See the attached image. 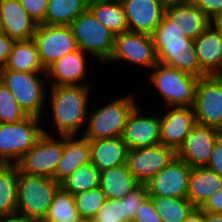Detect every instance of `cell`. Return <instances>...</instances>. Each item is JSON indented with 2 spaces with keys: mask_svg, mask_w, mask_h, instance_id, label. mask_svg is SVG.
<instances>
[{
  "mask_svg": "<svg viewBox=\"0 0 222 222\" xmlns=\"http://www.w3.org/2000/svg\"><path fill=\"white\" fill-rule=\"evenodd\" d=\"M48 89L46 99H49L50 102L46 100L49 105L46 104L47 111L44 112L52 111L49 112L50 118L48 119H52L53 125L51 126L53 127H50V130L52 128L51 132L43 124L44 133L50 135H55V133L56 135H81L85 128L89 108L93 106L90 105V102H92L90 99L93 95L92 85H48Z\"/></svg>",
  "mask_w": 222,
  "mask_h": 222,
  "instance_id": "1",
  "label": "cell"
},
{
  "mask_svg": "<svg viewBox=\"0 0 222 222\" xmlns=\"http://www.w3.org/2000/svg\"><path fill=\"white\" fill-rule=\"evenodd\" d=\"M151 36L158 63L198 78L207 76L200 68L193 40L164 15Z\"/></svg>",
  "mask_w": 222,
  "mask_h": 222,
  "instance_id": "2",
  "label": "cell"
},
{
  "mask_svg": "<svg viewBox=\"0 0 222 222\" xmlns=\"http://www.w3.org/2000/svg\"><path fill=\"white\" fill-rule=\"evenodd\" d=\"M136 97L129 91L128 95L123 94L111 98L106 103L103 102L99 108L94 110L89 108L85 128L81 135L88 140L121 137L130 113L138 105Z\"/></svg>",
  "mask_w": 222,
  "mask_h": 222,
  "instance_id": "3",
  "label": "cell"
},
{
  "mask_svg": "<svg viewBox=\"0 0 222 222\" xmlns=\"http://www.w3.org/2000/svg\"><path fill=\"white\" fill-rule=\"evenodd\" d=\"M0 82L8 88L27 116L40 118L45 124L48 90L45 72H20L3 67L0 68Z\"/></svg>",
  "mask_w": 222,
  "mask_h": 222,
  "instance_id": "4",
  "label": "cell"
},
{
  "mask_svg": "<svg viewBox=\"0 0 222 222\" xmlns=\"http://www.w3.org/2000/svg\"><path fill=\"white\" fill-rule=\"evenodd\" d=\"M147 76L165 107H193L198 77L158 62Z\"/></svg>",
  "mask_w": 222,
  "mask_h": 222,
  "instance_id": "5",
  "label": "cell"
},
{
  "mask_svg": "<svg viewBox=\"0 0 222 222\" xmlns=\"http://www.w3.org/2000/svg\"><path fill=\"white\" fill-rule=\"evenodd\" d=\"M58 188L59 183L53 178L18 173L16 213L42 221Z\"/></svg>",
  "mask_w": 222,
  "mask_h": 222,
  "instance_id": "6",
  "label": "cell"
},
{
  "mask_svg": "<svg viewBox=\"0 0 222 222\" xmlns=\"http://www.w3.org/2000/svg\"><path fill=\"white\" fill-rule=\"evenodd\" d=\"M77 47L92 59L106 63L112 54L115 35L87 9L69 25Z\"/></svg>",
  "mask_w": 222,
  "mask_h": 222,
  "instance_id": "7",
  "label": "cell"
},
{
  "mask_svg": "<svg viewBox=\"0 0 222 222\" xmlns=\"http://www.w3.org/2000/svg\"><path fill=\"white\" fill-rule=\"evenodd\" d=\"M40 118L27 116L15 123H0V164H15L44 133Z\"/></svg>",
  "mask_w": 222,
  "mask_h": 222,
  "instance_id": "8",
  "label": "cell"
},
{
  "mask_svg": "<svg viewBox=\"0 0 222 222\" xmlns=\"http://www.w3.org/2000/svg\"><path fill=\"white\" fill-rule=\"evenodd\" d=\"M157 62L152 36L127 30L115 36L112 54L105 64L131 65V69L140 66L148 72Z\"/></svg>",
  "mask_w": 222,
  "mask_h": 222,
  "instance_id": "9",
  "label": "cell"
},
{
  "mask_svg": "<svg viewBox=\"0 0 222 222\" xmlns=\"http://www.w3.org/2000/svg\"><path fill=\"white\" fill-rule=\"evenodd\" d=\"M62 153L63 135L43 133L15 165L18 173L46 176L55 180L56 166Z\"/></svg>",
  "mask_w": 222,
  "mask_h": 222,
  "instance_id": "10",
  "label": "cell"
},
{
  "mask_svg": "<svg viewBox=\"0 0 222 222\" xmlns=\"http://www.w3.org/2000/svg\"><path fill=\"white\" fill-rule=\"evenodd\" d=\"M193 110L197 124L222 132V75L198 79Z\"/></svg>",
  "mask_w": 222,
  "mask_h": 222,
  "instance_id": "11",
  "label": "cell"
},
{
  "mask_svg": "<svg viewBox=\"0 0 222 222\" xmlns=\"http://www.w3.org/2000/svg\"><path fill=\"white\" fill-rule=\"evenodd\" d=\"M33 40L44 70L62 56L78 49L71 29L66 25L38 24Z\"/></svg>",
  "mask_w": 222,
  "mask_h": 222,
  "instance_id": "12",
  "label": "cell"
},
{
  "mask_svg": "<svg viewBox=\"0 0 222 222\" xmlns=\"http://www.w3.org/2000/svg\"><path fill=\"white\" fill-rule=\"evenodd\" d=\"M176 151L161 143L127 152V167L140 184H146L175 157Z\"/></svg>",
  "mask_w": 222,
  "mask_h": 222,
  "instance_id": "13",
  "label": "cell"
},
{
  "mask_svg": "<svg viewBox=\"0 0 222 222\" xmlns=\"http://www.w3.org/2000/svg\"><path fill=\"white\" fill-rule=\"evenodd\" d=\"M137 105L125 124L122 140L128 150L153 146L160 142V112H147ZM144 112V113H143ZM152 113V114H150ZM155 113H158L156 115Z\"/></svg>",
  "mask_w": 222,
  "mask_h": 222,
  "instance_id": "14",
  "label": "cell"
},
{
  "mask_svg": "<svg viewBox=\"0 0 222 222\" xmlns=\"http://www.w3.org/2000/svg\"><path fill=\"white\" fill-rule=\"evenodd\" d=\"M191 167L177 156L147 183L149 196L187 198Z\"/></svg>",
  "mask_w": 222,
  "mask_h": 222,
  "instance_id": "15",
  "label": "cell"
},
{
  "mask_svg": "<svg viewBox=\"0 0 222 222\" xmlns=\"http://www.w3.org/2000/svg\"><path fill=\"white\" fill-rule=\"evenodd\" d=\"M89 59L79 48L62 56L45 70L48 85H91L84 83L91 74L87 71L91 65Z\"/></svg>",
  "mask_w": 222,
  "mask_h": 222,
  "instance_id": "16",
  "label": "cell"
},
{
  "mask_svg": "<svg viewBox=\"0 0 222 222\" xmlns=\"http://www.w3.org/2000/svg\"><path fill=\"white\" fill-rule=\"evenodd\" d=\"M221 135L222 132L217 129L196 123L176 152L177 157L191 168L204 167L209 161L214 143Z\"/></svg>",
  "mask_w": 222,
  "mask_h": 222,
  "instance_id": "17",
  "label": "cell"
},
{
  "mask_svg": "<svg viewBox=\"0 0 222 222\" xmlns=\"http://www.w3.org/2000/svg\"><path fill=\"white\" fill-rule=\"evenodd\" d=\"M160 110V142L176 152L196 124L193 107H164Z\"/></svg>",
  "mask_w": 222,
  "mask_h": 222,
  "instance_id": "18",
  "label": "cell"
},
{
  "mask_svg": "<svg viewBox=\"0 0 222 222\" xmlns=\"http://www.w3.org/2000/svg\"><path fill=\"white\" fill-rule=\"evenodd\" d=\"M128 31L152 35L164 14L167 0H120Z\"/></svg>",
  "mask_w": 222,
  "mask_h": 222,
  "instance_id": "19",
  "label": "cell"
},
{
  "mask_svg": "<svg viewBox=\"0 0 222 222\" xmlns=\"http://www.w3.org/2000/svg\"><path fill=\"white\" fill-rule=\"evenodd\" d=\"M163 15L192 40L196 39L209 25V19L189 0H167Z\"/></svg>",
  "mask_w": 222,
  "mask_h": 222,
  "instance_id": "20",
  "label": "cell"
},
{
  "mask_svg": "<svg viewBox=\"0 0 222 222\" xmlns=\"http://www.w3.org/2000/svg\"><path fill=\"white\" fill-rule=\"evenodd\" d=\"M0 22L4 34L15 41L33 39L38 25L19 0H0Z\"/></svg>",
  "mask_w": 222,
  "mask_h": 222,
  "instance_id": "21",
  "label": "cell"
},
{
  "mask_svg": "<svg viewBox=\"0 0 222 222\" xmlns=\"http://www.w3.org/2000/svg\"><path fill=\"white\" fill-rule=\"evenodd\" d=\"M89 162V140L82 135H63V153L56 166L55 180L60 184L78 167Z\"/></svg>",
  "mask_w": 222,
  "mask_h": 222,
  "instance_id": "22",
  "label": "cell"
},
{
  "mask_svg": "<svg viewBox=\"0 0 222 222\" xmlns=\"http://www.w3.org/2000/svg\"><path fill=\"white\" fill-rule=\"evenodd\" d=\"M193 42L200 68L207 75H222V35L208 25Z\"/></svg>",
  "mask_w": 222,
  "mask_h": 222,
  "instance_id": "23",
  "label": "cell"
},
{
  "mask_svg": "<svg viewBox=\"0 0 222 222\" xmlns=\"http://www.w3.org/2000/svg\"><path fill=\"white\" fill-rule=\"evenodd\" d=\"M90 162L99 171L126 164L128 148L121 137L89 140Z\"/></svg>",
  "mask_w": 222,
  "mask_h": 222,
  "instance_id": "24",
  "label": "cell"
},
{
  "mask_svg": "<svg viewBox=\"0 0 222 222\" xmlns=\"http://www.w3.org/2000/svg\"><path fill=\"white\" fill-rule=\"evenodd\" d=\"M222 188V177L207 167L191 168L187 199L197 208Z\"/></svg>",
  "mask_w": 222,
  "mask_h": 222,
  "instance_id": "25",
  "label": "cell"
},
{
  "mask_svg": "<svg viewBox=\"0 0 222 222\" xmlns=\"http://www.w3.org/2000/svg\"><path fill=\"white\" fill-rule=\"evenodd\" d=\"M139 184L127 164L100 171L99 187L106 199H121Z\"/></svg>",
  "mask_w": 222,
  "mask_h": 222,
  "instance_id": "26",
  "label": "cell"
},
{
  "mask_svg": "<svg viewBox=\"0 0 222 222\" xmlns=\"http://www.w3.org/2000/svg\"><path fill=\"white\" fill-rule=\"evenodd\" d=\"M88 9L115 36L128 30L120 0H89Z\"/></svg>",
  "mask_w": 222,
  "mask_h": 222,
  "instance_id": "27",
  "label": "cell"
},
{
  "mask_svg": "<svg viewBox=\"0 0 222 222\" xmlns=\"http://www.w3.org/2000/svg\"><path fill=\"white\" fill-rule=\"evenodd\" d=\"M4 68L20 72H45L33 39L15 41Z\"/></svg>",
  "mask_w": 222,
  "mask_h": 222,
  "instance_id": "28",
  "label": "cell"
},
{
  "mask_svg": "<svg viewBox=\"0 0 222 222\" xmlns=\"http://www.w3.org/2000/svg\"><path fill=\"white\" fill-rule=\"evenodd\" d=\"M88 3L89 0H48L45 24L68 26L88 9Z\"/></svg>",
  "mask_w": 222,
  "mask_h": 222,
  "instance_id": "29",
  "label": "cell"
},
{
  "mask_svg": "<svg viewBox=\"0 0 222 222\" xmlns=\"http://www.w3.org/2000/svg\"><path fill=\"white\" fill-rule=\"evenodd\" d=\"M17 176L15 164H0V216L16 213Z\"/></svg>",
  "mask_w": 222,
  "mask_h": 222,
  "instance_id": "30",
  "label": "cell"
},
{
  "mask_svg": "<svg viewBox=\"0 0 222 222\" xmlns=\"http://www.w3.org/2000/svg\"><path fill=\"white\" fill-rule=\"evenodd\" d=\"M99 177L100 171L92 162H89L78 167L59 184V187L65 192L76 195L98 187Z\"/></svg>",
  "mask_w": 222,
  "mask_h": 222,
  "instance_id": "31",
  "label": "cell"
},
{
  "mask_svg": "<svg viewBox=\"0 0 222 222\" xmlns=\"http://www.w3.org/2000/svg\"><path fill=\"white\" fill-rule=\"evenodd\" d=\"M79 219L74 195L59 187L54 193L46 216L41 222H77Z\"/></svg>",
  "mask_w": 222,
  "mask_h": 222,
  "instance_id": "32",
  "label": "cell"
},
{
  "mask_svg": "<svg viewBox=\"0 0 222 222\" xmlns=\"http://www.w3.org/2000/svg\"><path fill=\"white\" fill-rule=\"evenodd\" d=\"M163 222H183L194 206L187 198L150 196Z\"/></svg>",
  "mask_w": 222,
  "mask_h": 222,
  "instance_id": "33",
  "label": "cell"
},
{
  "mask_svg": "<svg viewBox=\"0 0 222 222\" xmlns=\"http://www.w3.org/2000/svg\"><path fill=\"white\" fill-rule=\"evenodd\" d=\"M76 209L80 218H93L106 200L105 194L96 187L74 195Z\"/></svg>",
  "mask_w": 222,
  "mask_h": 222,
  "instance_id": "34",
  "label": "cell"
},
{
  "mask_svg": "<svg viewBox=\"0 0 222 222\" xmlns=\"http://www.w3.org/2000/svg\"><path fill=\"white\" fill-rule=\"evenodd\" d=\"M26 117L11 92L0 82V123H15Z\"/></svg>",
  "mask_w": 222,
  "mask_h": 222,
  "instance_id": "35",
  "label": "cell"
},
{
  "mask_svg": "<svg viewBox=\"0 0 222 222\" xmlns=\"http://www.w3.org/2000/svg\"><path fill=\"white\" fill-rule=\"evenodd\" d=\"M92 219L94 222H126L124 202L106 199Z\"/></svg>",
  "mask_w": 222,
  "mask_h": 222,
  "instance_id": "36",
  "label": "cell"
},
{
  "mask_svg": "<svg viewBox=\"0 0 222 222\" xmlns=\"http://www.w3.org/2000/svg\"><path fill=\"white\" fill-rule=\"evenodd\" d=\"M148 196L146 184H139L121 198V202H124L126 222H131L133 220L136 210Z\"/></svg>",
  "mask_w": 222,
  "mask_h": 222,
  "instance_id": "37",
  "label": "cell"
},
{
  "mask_svg": "<svg viewBox=\"0 0 222 222\" xmlns=\"http://www.w3.org/2000/svg\"><path fill=\"white\" fill-rule=\"evenodd\" d=\"M131 222H163L154 208L153 201L148 196L136 210Z\"/></svg>",
  "mask_w": 222,
  "mask_h": 222,
  "instance_id": "38",
  "label": "cell"
},
{
  "mask_svg": "<svg viewBox=\"0 0 222 222\" xmlns=\"http://www.w3.org/2000/svg\"><path fill=\"white\" fill-rule=\"evenodd\" d=\"M26 12L38 23L45 24L48 0H19Z\"/></svg>",
  "mask_w": 222,
  "mask_h": 222,
  "instance_id": "39",
  "label": "cell"
},
{
  "mask_svg": "<svg viewBox=\"0 0 222 222\" xmlns=\"http://www.w3.org/2000/svg\"><path fill=\"white\" fill-rule=\"evenodd\" d=\"M205 167L222 177V135L214 143L209 161Z\"/></svg>",
  "mask_w": 222,
  "mask_h": 222,
  "instance_id": "40",
  "label": "cell"
},
{
  "mask_svg": "<svg viewBox=\"0 0 222 222\" xmlns=\"http://www.w3.org/2000/svg\"><path fill=\"white\" fill-rule=\"evenodd\" d=\"M196 5L204 15L210 19L213 15L222 11V0H189Z\"/></svg>",
  "mask_w": 222,
  "mask_h": 222,
  "instance_id": "41",
  "label": "cell"
},
{
  "mask_svg": "<svg viewBox=\"0 0 222 222\" xmlns=\"http://www.w3.org/2000/svg\"><path fill=\"white\" fill-rule=\"evenodd\" d=\"M200 209L203 212L222 214V188L213 193Z\"/></svg>",
  "mask_w": 222,
  "mask_h": 222,
  "instance_id": "42",
  "label": "cell"
},
{
  "mask_svg": "<svg viewBox=\"0 0 222 222\" xmlns=\"http://www.w3.org/2000/svg\"><path fill=\"white\" fill-rule=\"evenodd\" d=\"M14 42L15 40L6 34L0 35V68L6 65Z\"/></svg>",
  "mask_w": 222,
  "mask_h": 222,
  "instance_id": "43",
  "label": "cell"
},
{
  "mask_svg": "<svg viewBox=\"0 0 222 222\" xmlns=\"http://www.w3.org/2000/svg\"><path fill=\"white\" fill-rule=\"evenodd\" d=\"M0 222H38V221L28 218L19 213H14L11 215L0 216Z\"/></svg>",
  "mask_w": 222,
  "mask_h": 222,
  "instance_id": "44",
  "label": "cell"
},
{
  "mask_svg": "<svg viewBox=\"0 0 222 222\" xmlns=\"http://www.w3.org/2000/svg\"><path fill=\"white\" fill-rule=\"evenodd\" d=\"M183 222H204V212L194 207Z\"/></svg>",
  "mask_w": 222,
  "mask_h": 222,
  "instance_id": "45",
  "label": "cell"
},
{
  "mask_svg": "<svg viewBox=\"0 0 222 222\" xmlns=\"http://www.w3.org/2000/svg\"><path fill=\"white\" fill-rule=\"evenodd\" d=\"M209 26L222 35V11L213 15L209 21Z\"/></svg>",
  "mask_w": 222,
  "mask_h": 222,
  "instance_id": "46",
  "label": "cell"
},
{
  "mask_svg": "<svg viewBox=\"0 0 222 222\" xmlns=\"http://www.w3.org/2000/svg\"><path fill=\"white\" fill-rule=\"evenodd\" d=\"M204 222H222V214L204 212Z\"/></svg>",
  "mask_w": 222,
  "mask_h": 222,
  "instance_id": "47",
  "label": "cell"
},
{
  "mask_svg": "<svg viewBox=\"0 0 222 222\" xmlns=\"http://www.w3.org/2000/svg\"><path fill=\"white\" fill-rule=\"evenodd\" d=\"M77 222H94L92 218H80Z\"/></svg>",
  "mask_w": 222,
  "mask_h": 222,
  "instance_id": "48",
  "label": "cell"
},
{
  "mask_svg": "<svg viewBox=\"0 0 222 222\" xmlns=\"http://www.w3.org/2000/svg\"><path fill=\"white\" fill-rule=\"evenodd\" d=\"M2 34H4V32H3L2 24H1V22H0V35H2Z\"/></svg>",
  "mask_w": 222,
  "mask_h": 222,
  "instance_id": "49",
  "label": "cell"
}]
</instances>
